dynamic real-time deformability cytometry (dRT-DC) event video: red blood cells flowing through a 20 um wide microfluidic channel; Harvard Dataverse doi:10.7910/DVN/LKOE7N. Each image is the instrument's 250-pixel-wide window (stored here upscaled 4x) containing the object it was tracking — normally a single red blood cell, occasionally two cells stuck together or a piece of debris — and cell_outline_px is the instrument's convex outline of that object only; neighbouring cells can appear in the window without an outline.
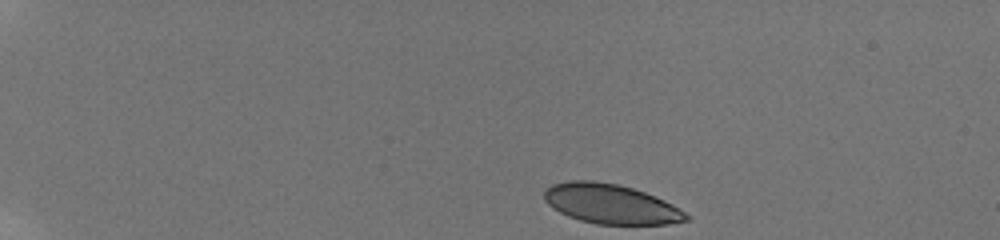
{"species": "human", "species_latin": "Homo sapiens", "temperature_condition": "room temperature", "stored_images_in_passage": 45, "camera_frame_rate_fps": 3000, "um_per_image_px": 0.085, "donor": {"sex": "male"}, "frame": {"image": 1, "passage_image": 1, "time_ms": 0.0, "image_size_px": [1000, 240], "cell_outline_px": [[692, 220], [668, 224], [596, 224], [580, 220], [568, 216], [560, 212], [548, 204], [544, 200], [544, 192], [552, 184], [568, 180], [592, 180], [616, 184], [632, 188], [644, 192], [664, 200], [672, 204], [692, 216]], "centroid_in_image_um": [51.94, 17.34], "position_along_channel_um": 33.1, "area_um2": 32.83}}
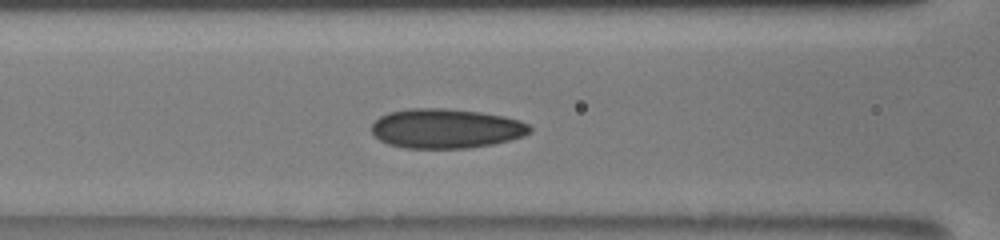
{"frame": {"image": 2, "passage_image": 17, "time_ms": 5.333, "image_size_px": [1000, 240], "cell_outline_px": [[532, 132], [524, 136], [492, 144], [468, 148], [404, 148], [388, 144], [380, 140], [372, 132], [372, 124], [380, 116], [388, 112], [408, 108], [444, 108], [480, 112], [504, 116], [520, 120], [528, 124], [532, 128]], "centroid_in_image_um": [37.91, 10.92], "position_along_channel_um": 128.7, "area_um2": 36.59}}
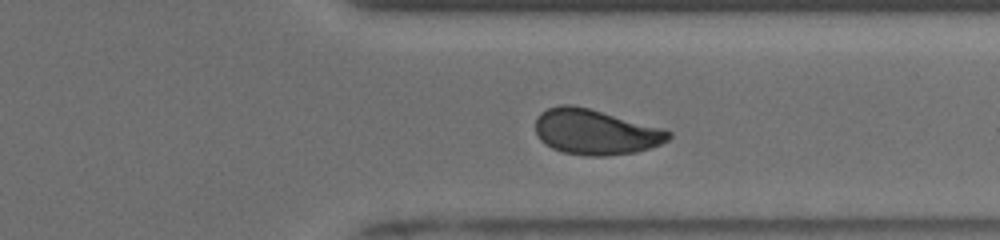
{"frame": {"image": 3, "passage_image": 35, "time_ms": 11.333, "image_size_px": [1000, 240], "cell_outline_px": [[672, 136], [668, 140], [660, 144], [636, 152], [608, 156], [588, 156], [564, 152], [552, 148], [544, 144], [540, 140], [536, 132], [536, 116], [540, 112], [548, 108], [560, 104], [572, 104], [588, 108], [664, 128], [672, 132]], "centroid_in_image_um": [50.6, 11.21], "position_along_channel_um": 360.8, "area_um2": 35.32}, "authors_computed_cell_mechanics": {"area_um2": 35.0846, "velocity_mm_per_s": 3.8727, "shape_relaxation_time_tau1_ms": null, "shape_relaxation_time_tau2_ms": 1.2159, "deformation_change_tau1": null, "deformation_change_tau2": 0.0755}}